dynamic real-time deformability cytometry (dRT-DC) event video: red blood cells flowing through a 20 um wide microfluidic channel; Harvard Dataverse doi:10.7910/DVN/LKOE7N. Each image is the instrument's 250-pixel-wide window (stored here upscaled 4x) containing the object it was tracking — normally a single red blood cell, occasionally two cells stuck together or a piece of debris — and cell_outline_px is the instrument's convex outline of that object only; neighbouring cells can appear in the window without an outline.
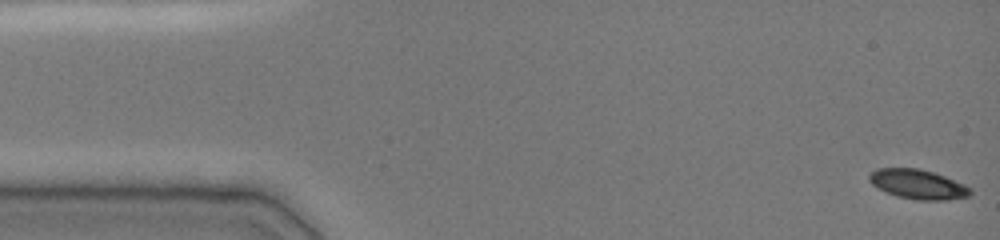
{"species": "common noctule bat (a hibernating species)", "species_latin": "Nyctalus noctula", "temperature_condition": "cold", "stored_images_in_passage": 51, "camera_frame_rate_fps": 3000, "um_per_image_px": 0.085, "animal": {"sex": "female", "body_mass_g": 19.0, "forearm_length_mm": 51.5}, "frame": {"image": 1, "passage_image": 1, "time_ms": 0.0, "image_size_px": [1000, 240], "cell_outline_px": [[972, 196], [948, 200], [916, 200], [896, 196], [872, 184], [868, 180], [868, 176], [876, 168], [920, 168], [944, 176], [964, 184], [972, 188]], "centroid_in_image_um": [78.06, 15.67], "position_along_channel_um": 6.9, "area_um2": 17.46}}
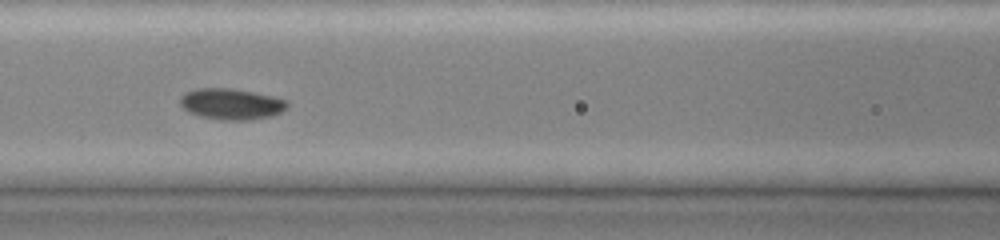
{"frame": {"image": 2, "passage_image": 22, "time_ms": 6.667, "image_size_px": [1000, 240], "cell_outline_px": [[288, 108], [272, 116], [248, 120], [220, 120], [200, 116], [188, 112], [180, 104], [180, 96], [184, 92], [196, 88], [232, 88], [272, 96], [288, 100]], "centroid_in_image_um": [19.65, 8.84], "position_along_channel_um": 147.0, "area_um2": 19.54}}
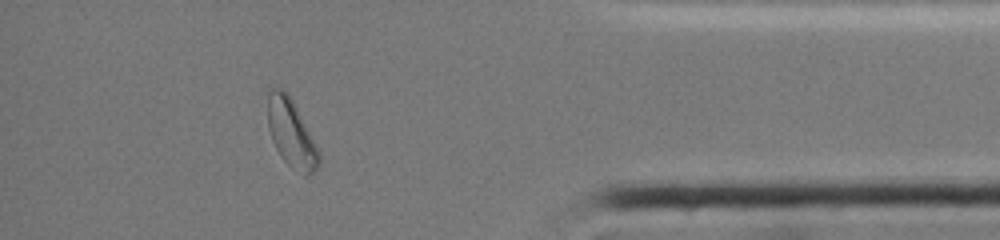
{"frame": {"image": 3, "passage_image": 45, "time_ms": 14.0, "image_size_px": [1000, 240], "cell_outline_px": [[320, 164], [308, 176], [304, 176], [292, 168], [280, 156], [272, 140], [268, 128], [268, 92], [272, 88], [284, 88], [288, 92], [320, 152]], "centroid_in_image_um": [24.75, 11.33], "position_along_channel_um": 410.4, "area_um2": 20.17}, "authors_computed_cell_mechanics": {"area_um2": 18.6116, "velocity_mm_per_s": 3.9025, "shape_relaxation_time_tau1_ms": 1.8511, "shape_relaxation_time_tau2_ms": null, "deformation_change_tau1": 0.0612, "deformation_change_tau2": null}}